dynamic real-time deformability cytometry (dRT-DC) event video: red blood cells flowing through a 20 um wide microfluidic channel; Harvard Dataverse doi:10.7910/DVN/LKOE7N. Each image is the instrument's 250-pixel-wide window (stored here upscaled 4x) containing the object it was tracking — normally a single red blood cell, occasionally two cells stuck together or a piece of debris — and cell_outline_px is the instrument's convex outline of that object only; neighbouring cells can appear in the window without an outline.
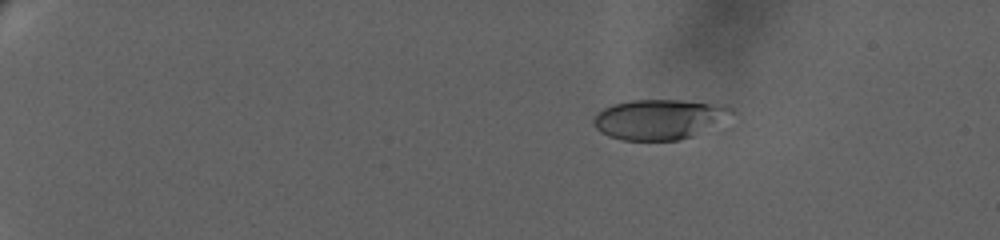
{"species": "human", "species_latin": "Homo sapiens", "temperature_condition": "warm", "stored_images_in_passage": 14, "camera_frame_rate_fps": 3000, "um_per_image_px": 0.085, "donor": {"sex": "female"}, "frame": {"image": 1, "passage_image": 4, "time_ms": 3.667, "image_size_px": [1000, 240], "cell_outline_px": [[736, 112], [692, 136], [680, 140], [624, 140], [608, 136], [600, 132], [596, 128], [592, 120], [596, 112], [612, 104], [632, 100], [680, 100], [720, 104], [732, 108]], "centroid_in_image_um": [55.97, 10.13], "position_along_channel_um": 29.0, "area_um2": 31.96}}
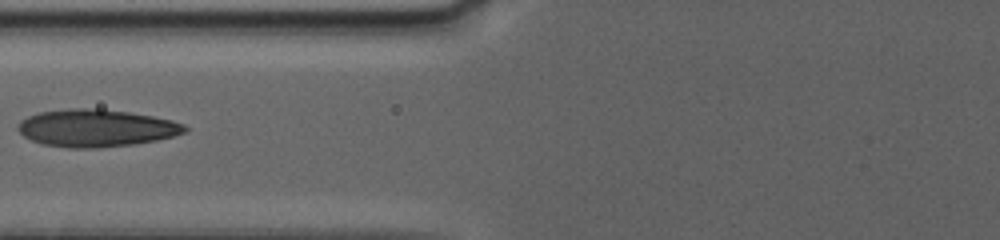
{"frame": {"image": 2, "passage_image": 11, "time_ms": 10.667, "image_size_px": [1000, 240], "cell_outline_px": [[188, 128], [184, 132], [172, 136], [156, 140], [136, 144], [100, 148], [72, 148], [44, 144], [32, 140], [24, 136], [16, 128], [20, 120], [28, 116], [40, 112], [72, 108], [96, 108], [128, 112], [152, 116], [172, 120], [184, 124]], "centroid_in_image_um": [8.17, 10.88], "position_along_channel_um": 117.6, "area_um2": 36.3}}
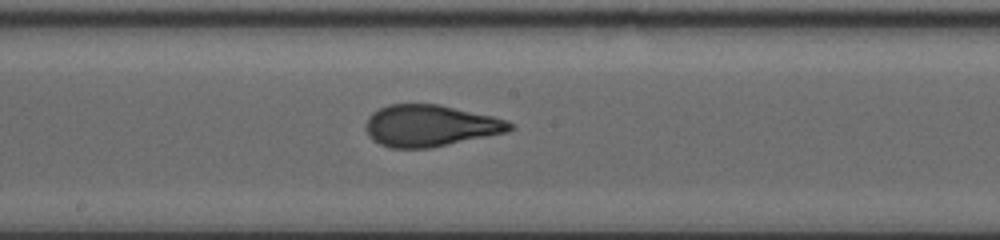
{"frame": {"image": 3, "passage_image": 14, "time_ms": 13.667, "image_size_px": [1000, 240], "cell_outline_px": [[516, 128], [508, 132], [432, 148], [388, 148], [372, 140], [368, 136], [364, 128], [364, 124], [368, 116], [372, 112], [388, 104], [440, 104], [492, 116], [508, 120], [516, 124]], "centroid_in_image_um": [36.57, 10.69], "position_along_channel_um": 211.6, "area_um2": 35.55}}